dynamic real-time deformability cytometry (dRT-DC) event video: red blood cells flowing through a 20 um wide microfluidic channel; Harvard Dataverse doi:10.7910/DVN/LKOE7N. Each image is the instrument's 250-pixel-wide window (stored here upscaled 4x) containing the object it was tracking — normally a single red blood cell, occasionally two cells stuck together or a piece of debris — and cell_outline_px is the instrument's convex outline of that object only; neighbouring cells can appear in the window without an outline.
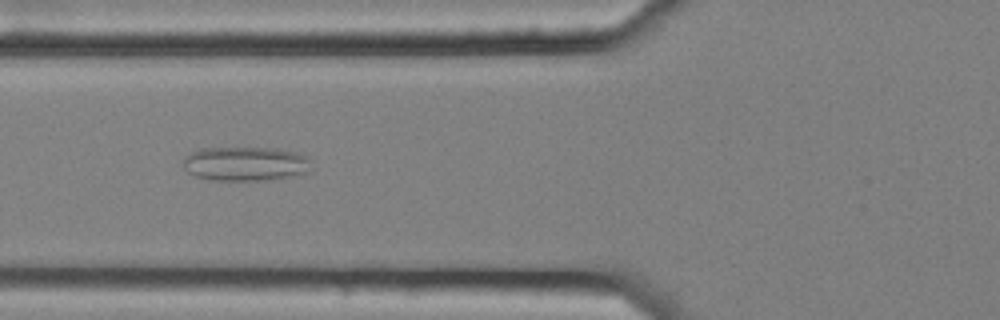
{"species": "common noctule bat (a hibernating species)", "species_latin": "Nyctalus noctula", "temperature_condition": "cold", "stored_images_in_passage": 19, "camera_frame_rate_fps": 3000, "um_per_image_px": 0.085, "animal": {"sex": "female", "body_mass_g": 25.1}, "frame": {"image": 1, "passage_image": 16, "time_ms": 5.0, "image_size_px": [1000, 320], "cell_outline_px": [[312, 160], [308, 172], [288, 176], [264, 180], [212, 180], [196, 176], [188, 172], [184, 168], [184, 156], [200, 148], [276, 148], [296, 152]], "centroid_in_image_um": [20.85, 13.91], "position_along_channel_um": 105.0, "area_um2": 25.43}}